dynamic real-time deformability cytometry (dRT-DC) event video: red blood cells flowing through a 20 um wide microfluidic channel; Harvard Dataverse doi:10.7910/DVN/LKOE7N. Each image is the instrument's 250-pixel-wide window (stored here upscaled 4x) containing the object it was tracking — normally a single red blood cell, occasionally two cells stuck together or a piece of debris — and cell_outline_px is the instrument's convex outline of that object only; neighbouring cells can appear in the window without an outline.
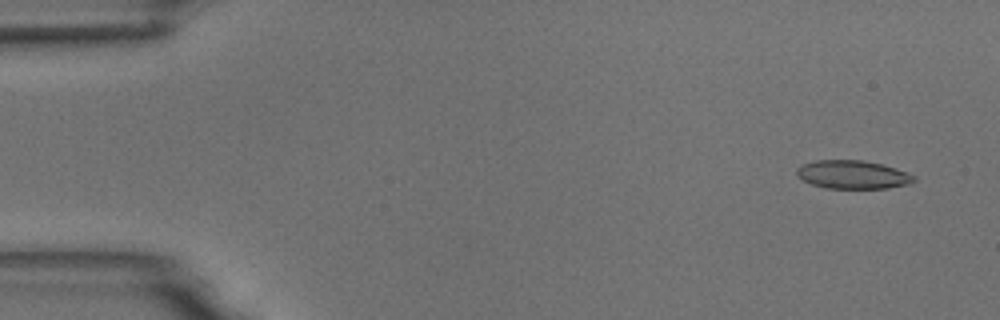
{"species": "common noctule bat (a hibernating species)", "species_latin": "Nyctalus noctula", "temperature_condition": "room temperature", "stored_images_in_passage": 7, "camera_frame_rate_fps": 3000, "um_per_image_px": 0.085, "animal": {"sex": "male", "body_mass_g": 18.8}, "frame": {"image": 1, "passage_image": 1, "time_ms": 0.0, "image_size_px": [1000, 320], "cell_outline_px": [[916, 180], [908, 184], [888, 188], [824, 188], [812, 184], [796, 176], [796, 168], [804, 164], [816, 160], [860, 160], [880, 164], [916, 176]], "centroid_in_image_um": [72.44, 14.85], "position_along_channel_um": 12.6, "area_um2": 19.13}}
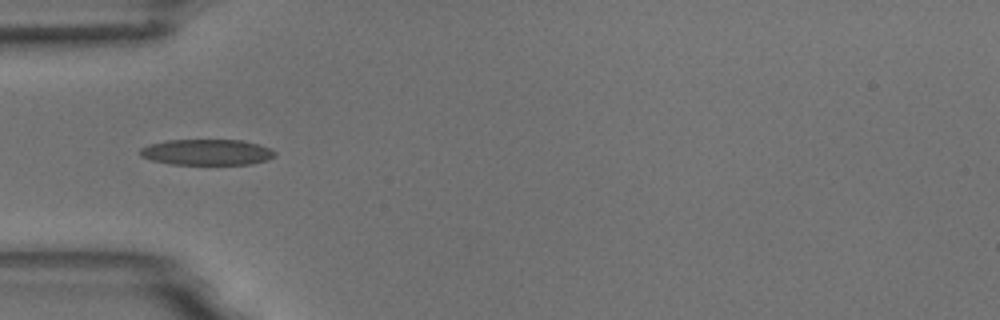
{"frame": {"image": 2, "passage_image": 5, "time_ms": 4.667, "image_size_px": [1000, 320], "cell_outline_px": [[276, 156], [268, 160], [252, 164], [172, 164], [152, 160], [140, 156], [140, 148], [152, 144], [168, 140], [244, 140], [260, 144], [276, 152]], "centroid_in_image_um": [17.63, 12.93], "position_along_channel_um": 67.4, "area_um2": 20.29}}